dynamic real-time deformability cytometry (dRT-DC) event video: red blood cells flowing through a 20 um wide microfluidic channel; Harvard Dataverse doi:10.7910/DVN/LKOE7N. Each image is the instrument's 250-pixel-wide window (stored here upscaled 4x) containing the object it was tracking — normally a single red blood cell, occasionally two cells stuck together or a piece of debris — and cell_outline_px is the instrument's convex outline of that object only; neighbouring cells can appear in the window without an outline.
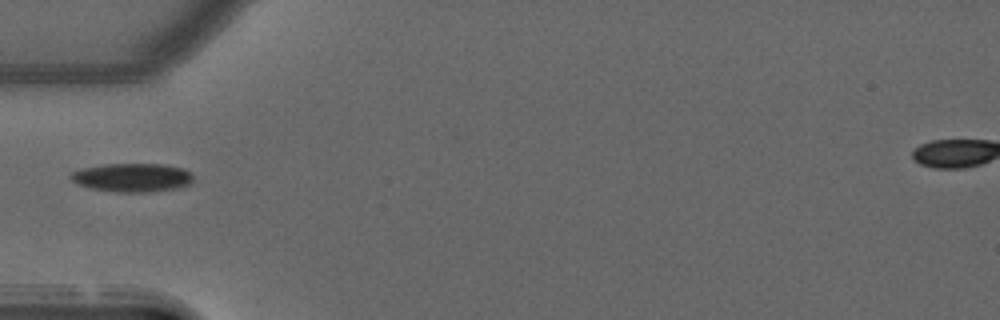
{"species": "common noctule bat (a hibernating species)", "species_latin": "Nyctalus noctula", "temperature_condition": "warm", "stored_images_in_passage": 32, "camera_frame_rate_fps": 3000, "um_per_image_px": 0.085, "animal": {"sex": "male", "forearm_length_mm": 52.5}, "frame": {"image": 1, "passage_image": 1, "time_ms": 0.0, "image_size_px": [1000, 320], "cell_outline_px": [[192, 184], [180, 188], [148, 192], [116, 192], [92, 188], [76, 184], [68, 176], [72, 172], [80, 168], [104, 164], [164, 164], [184, 168], [192, 172]], "centroid_in_image_um": [11.27, 15.09], "position_along_channel_um": 73.7, "area_um2": 20.75}}
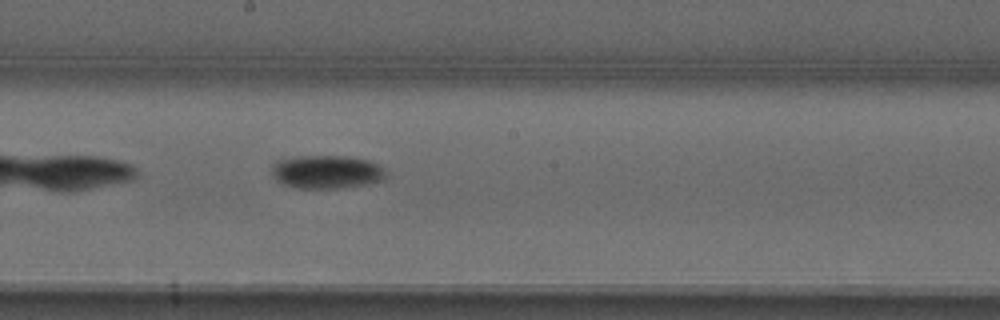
{"frame": {"image": 2, "passage_image": 12, "time_ms": 3.667, "image_size_px": [1000, 320], "cell_outline_px": [[388, 176], [384, 180], [364, 184], [340, 188], [296, 188], [284, 184], [276, 180], [272, 172], [272, 164], [276, 160], [296, 156], [348, 156], [372, 160], [384, 168], [388, 172]], "centroid_in_image_um": [27.8, 14.6], "position_along_channel_um": 220.4, "area_um2": 22.54}}
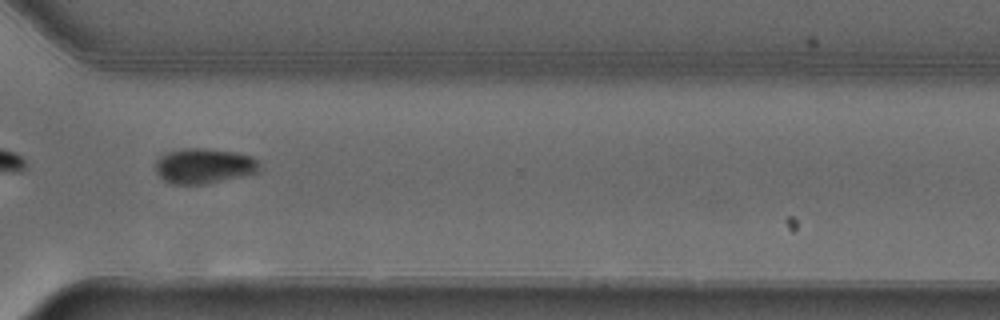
{"frame": {"image": 3, "passage_image": 22, "time_ms": 7.0, "image_size_px": [1000, 320], "cell_outline_px": [[260, 172], [204, 184], [172, 184], [164, 180], [156, 172], [156, 160], [160, 156], [168, 152], [184, 148], [204, 148], [236, 152], [252, 156], [260, 164]], "centroid_in_image_um": [17.35, 14.1], "position_along_channel_um": 353.3, "area_um2": 21.33}}